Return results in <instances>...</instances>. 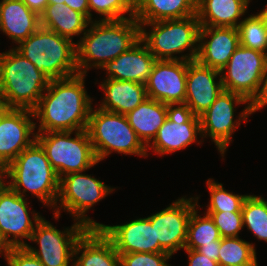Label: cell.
Returning a JSON list of instances; mask_svg holds the SVG:
<instances>
[{"instance_id":"obj_30","label":"cell","mask_w":267,"mask_h":266,"mask_svg":"<svg viewBox=\"0 0 267 266\" xmlns=\"http://www.w3.org/2000/svg\"><path fill=\"white\" fill-rule=\"evenodd\" d=\"M219 266H258L255 245L239 237L221 238Z\"/></svg>"},{"instance_id":"obj_14","label":"cell","mask_w":267,"mask_h":266,"mask_svg":"<svg viewBox=\"0 0 267 266\" xmlns=\"http://www.w3.org/2000/svg\"><path fill=\"white\" fill-rule=\"evenodd\" d=\"M198 199L199 197L183 196L165 209L148 216L151 225H155L156 241L171 256L185 248L190 216L196 207H200Z\"/></svg>"},{"instance_id":"obj_39","label":"cell","mask_w":267,"mask_h":266,"mask_svg":"<svg viewBox=\"0 0 267 266\" xmlns=\"http://www.w3.org/2000/svg\"><path fill=\"white\" fill-rule=\"evenodd\" d=\"M220 245L221 244H208L205 246L198 247L196 251L208 257L209 259L218 262Z\"/></svg>"},{"instance_id":"obj_41","label":"cell","mask_w":267,"mask_h":266,"mask_svg":"<svg viewBox=\"0 0 267 266\" xmlns=\"http://www.w3.org/2000/svg\"><path fill=\"white\" fill-rule=\"evenodd\" d=\"M30 10L37 13L39 16L44 12L48 5V0H22Z\"/></svg>"},{"instance_id":"obj_20","label":"cell","mask_w":267,"mask_h":266,"mask_svg":"<svg viewBox=\"0 0 267 266\" xmlns=\"http://www.w3.org/2000/svg\"><path fill=\"white\" fill-rule=\"evenodd\" d=\"M239 45L236 27L200 26L195 60L201 65L220 71Z\"/></svg>"},{"instance_id":"obj_3","label":"cell","mask_w":267,"mask_h":266,"mask_svg":"<svg viewBox=\"0 0 267 266\" xmlns=\"http://www.w3.org/2000/svg\"><path fill=\"white\" fill-rule=\"evenodd\" d=\"M4 178L10 179L7 185L20 196L26 197L25 192H31L45 206L55 208L60 179L37 141L5 168Z\"/></svg>"},{"instance_id":"obj_7","label":"cell","mask_w":267,"mask_h":266,"mask_svg":"<svg viewBox=\"0 0 267 266\" xmlns=\"http://www.w3.org/2000/svg\"><path fill=\"white\" fill-rule=\"evenodd\" d=\"M86 130L98 162L113 151L125 155H149L126 115L92 107Z\"/></svg>"},{"instance_id":"obj_11","label":"cell","mask_w":267,"mask_h":266,"mask_svg":"<svg viewBox=\"0 0 267 266\" xmlns=\"http://www.w3.org/2000/svg\"><path fill=\"white\" fill-rule=\"evenodd\" d=\"M241 104L247 106L239 114L238 119H234V106ZM253 113L254 106L244 96L223 90L211 106L199 116L202 138L209 136L224 157L227 146L232 142V133Z\"/></svg>"},{"instance_id":"obj_2","label":"cell","mask_w":267,"mask_h":266,"mask_svg":"<svg viewBox=\"0 0 267 266\" xmlns=\"http://www.w3.org/2000/svg\"><path fill=\"white\" fill-rule=\"evenodd\" d=\"M76 42V62L80 74L89 68L102 69L140 40V23L134 18L93 20ZM92 62V63H91Z\"/></svg>"},{"instance_id":"obj_45","label":"cell","mask_w":267,"mask_h":266,"mask_svg":"<svg viewBox=\"0 0 267 266\" xmlns=\"http://www.w3.org/2000/svg\"><path fill=\"white\" fill-rule=\"evenodd\" d=\"M4 167L0 164V185L3 184L5 181V178H4Z\"/></svg>"},{"instance_id":"obj_38","label":"cell","mask_w":267,"mask_h":266,"mask_svg":"<svg viewBox=\"0 0 267 266\" xmlns=\"http://www.w3.org/2000/svg\"><path fill=\"white\" fill-rule=\"evenodd\" d=\"M188 254L189 266H219L217 261L209 259L194 249H184Z\"/></svg>"},{"instance_id":"obj_15","label":"cell","mask_w":267,"mask_h":266,"mask_svg":"<svg viewBox=\"0 0 267 266\" xmlns=\"http://www.w3.org/2000/svg\"><path fill=\"white\" fill-rule=\"evenodd\" d=\"M31 119L33 110L5 108L0 104V164L4 169L36 141L37 123Z\"/></svg>"},{"instance_id":"obj_5","label":"cell","mask_w":267,"mask_h":266,"mask_svg":"<svg viewBox=\"0 0 267 266\" xmlns=\"http://www.w3.org/2000/svg\"><path fill=\"white\" fill-rule=\"evenodd\" d=\"M15 49L50 80L79 73L76 62V43L54 31L40 27Z\"/></svg>"},{"instance_id":"obj_43","label":"cell","mask_w":267,"mask_h":266,"mask_svg":"<svg viewBox=\"0 0 267 266\" xmlns=\"http://www.w3.org/2000/svg\"><path fill=\"white\" fill-rule=\"evenodd\" d=\"M10 248L11 246L4 240V238L0 234V254L1 256H4L5 260H7Z\"/></svg>"},{"instance_id":"obj_44","label":"cell","mask_w":267,"mask_h":266,"mask_svg":"<svg viewBox=\"0 0 267 266\" xmlns=\"http://www.w3.org/2000/svg\"><path fill=\"white\" fill-rule=\"evenodd\" d=\"M257 16L262 20L263 25L267 28V5L263 8V10L257 13Z\"/></svg>"},{"instance_id":"obj_40","label":"cell","mask_w":267,"mask_h":266,"mask_svg":"<svg viewBox=\"0 0 267 266\" xmlns=\"http://www.w3.org/2000/svg\"><path fill=\"white\" fill-rule=\"evenodd\" d=\"M65 4L71 9L84 14L90 20V10L88 0H67Z\"/></svg>"},{"instance_id":"obj_29","label":"cell","mask_w":267,"mask_h":266,"mask_svg":"<svg viewBox=\"0 0 267 266\" xmlns=\"http://www.w3.org/2000/svg\"><path fill=\"white\" fill-rule=\"evenodd\" d=\"M196 207L190 216L184 249H194L208 244H221V236L210 215L201 217Z\"/></svg>"},{"instance_id":"obj_22","label":"cell","mask_w":267,"mask_h":266,"mask_svg":"<svg viewBox=\"0 0 267 266\" xmlns=\"http://www.w3.org/2000/svg\"><path fill=\"white\" fill-rule=\"evenodd\" d=\"M73 257L71 266H120V255L100 228H88L82 234L74 247Z\"/></svg>"},{"instance_id":"obj_4","label":"cell","mask_w":267,"mask_h":266,"mask_svg":"<svg viewBox=\"0 0 267 266\" xmlns=\"http://www.w3.org/2000/svg\"><path fill=\"white\" fill-rule=\"evenodd\" d=\"M50 79L14 47L0 53V103L5 108L33 110Z\"/></svg>"},{"instance_id":"obj_8","label":"cell","mask_w":267,"mask_h":266,"mask_svg":"<svg viewBox=\"0 0 267 266\" xmlns=\"http://www.w3.org/2000/svg\"><path fill=\"white\" fill-rule=\"evenodd\" d=\"M73 133L75 137L71 136ZM36 141L59 179L69 173L85 172L99 163L86 129L36 133Z\"/></svg>"},{"instance_id":"obj_26","label":"cell","mask_w":267,"mask_h":266,"mask_svg":"<svg viewBox=\"0 0 267 266\" xmlns=\"http://www.w3.org/2000/svg\"><path fill=\"white\" fill-rule=\"evenodd\" d=\"M249 3L248 0H197L196 15L200 26L237 28Z\"/></svg>"},{"instance_id":"obj_33","label":"cell","mask_w":267,"mask_h":266,"mask_svg":"<svg viewBox=\"0 0 267 266\" xmlns=\"http://www.w3.org/2000/svg\"><path fill=\"white\" fill-rule=\"evenodd\" d=\"M210 202L206 212H242L247 195L233 194L223 188V184L209 178L207 180Z\"/></svg>"},{"instance_id":"obj_21","label":"cell","mask_w":267,"mask_h":266,"mask_svg":"<svg viewBox=\"0 0 267 266\" xmlns=\"http://www.w3.org/2000/svg\"><path fill=\"white\" fill-rule=\"evenodd\" d=\"M156 59L146 44L140 39L129 50L114 60L107 62L102 70H106V79L133 81L146 84Z\"/></svg>"},{"instance_id":"obj_27","label":"cell","mask_w":267,"mask_h":266,"mask_svg":"<svg viewBox=\"0 0 267 266\" xmlns=\"http://www.w3.org/2000/svg\"><path fill=\"white\" fill-rule=\"evenodd\" d=\"M90 22L84 14L71 9L65 3L48 4L40 15L41 27L72 41L74 36H80L86 32Z\"/></svg>"},{"instance_id":"obj_28","label":"cell","mask_w":267,"mask_h":266,"mask_svg":"<svg viewBox=\"0 0 267 266\" xmlns=\"http://www.w3.org/2000/svg\"><path fill=\"white\" fill-rule=\"evenodd\" d=\"M197 0H141L135 6L139 23L183 19L196 15Z\"/></svg>"},{"instance_id":"obj_35","label":"cell","mask_w":267,"mask_h":266,"mask_svg":"<svg viewBox=\"0 0 267 266\" xmlns=\"http://www.w3.org/2000/svg\"><path fill=\"white\" fill-rule=\"evenodd\" d=\"M213 219L221 238L239 237L243 229L242 212H206Z\"/></svg>"},{"instance_id":"obj_16","label":"cell","mask_w":267,"mask_h":266,"mask_svg":"<svg viewBox=\"0 0 267 266\" xmlns=\"http://www.w3.org/2000/svg\"><path fill=\"white\" fill-rule=\"evenodd\" d=\"M187 61L156 60L146 86L147 97L181 109L186 98Z\"/></svg>"},{"instance_id":"obj_37","label":"cell","mask_w":267,"mask_h":266,"mask_svg":"<svg viewBox=\"0 0 267 266\" xmlns=\"http://www.w3.org/2000/svg\"><path fill=\"white\" fill-rule=\"evenodd\" d=\"M6 262L8 266H44L25 247H11Z\"/></svg>"},{"instance_id":"obj_17","label":"cell","mask_w":267,"mask_h":266,"mask_svg":"<svg viewBox=\"0 0 267 266\" xmlns=\"http://www.w3.org/2000/svg\"><path fill=\"white\" fill-rule=\"evenodd\" d=\"M202 138L200 119L181 109H174L164 124L159 128L153 141L147 146L159 155L177 152L185 149Z\"/></svg>"},{"instance_id":"obj_19","label":"cell","mask_w":267,"mask_h":266,"mask_svg":"<svg viewBox=\"0 0 267 266\" xmlns=\"http://www.w3.org/2000/svg\"><path fill=\"white\" fill-rule=\"evenodd\" d=\"M101 231L112 241L118 254L166 253L156 241L155 225L148 217L122 225H102Z\"/></svg>"},{"instance_id":"obj_23","label":"cell","mask_w":267,"mask_h":266,"mask_svg":"<svg viewBox=\"0 0 267 266\" xmlns=\"http://www.w3.org/2000/svg\"><path fill=\"white\" fill-rule=\"evenodd\" d=\"M40 16L22 0L0 1V31L19 44L40 28Z\"/></svg>"},{"instance_id":"obj_47","label":"cell","mask_w":267,"mask_h":266,"mask_svg":"<svg viewBox=\"0 0 267 266\" xmlns=\"http://www.w3.org/2000/svg\"><path fill=\"white\" fill-rule=\"evenodd\" d=\"M133 1H134L135 6H136L141 0H133Z\"/></svg>"},{"instance_id":"obj_12","label":"cell","mask_w":267,"mask_h":266,"mask_svg":"<svg viewBox=\"0 0 267 266\" xmlns=\"http://www.w3.org/2000/svg\"><path fill=\"white\" fill-rule=\"evenodd\" d=\"M88 228L75 220L69 228L61 231L42 217L36 224L30 241L38 243L39 249L27 243L24 247L44 266H69L73 260L77 240Z\"/></svg>"},{"instance_id":"obj_31","label":"cell","mask_w":267,"mask_h":266,"mask_svg":"<svg viewBox=\"0 0 267 266\" xmlns=\"http://www.w3.org/2000/svg\"><path fill=\"white\" fill-rule=\"evenodd\" d=\"M243 227L258 240L267 242V201L262 196L248 195L242 206Z\"/></svg>"},{"instance_id":"obj_46","label":"cell","mask_w":267,"mask_h":266,"mask_svg":"<svg viewBox=\"0 0 267 266\" xmlns=\"http://www.w3.org/2000/svg\"><path fill=\"white\" fill-rule=\"evenodd\" d=\"M65 1L67 0H48V4H61V3H65Z\"/></svg>"},{"instance_id":"obj_32","label":"cell","mask_w":267,"mask_h":266,"mask_svg":"<svg viewBox=\"0 0 267 266\" xmlns=\"http://www.w3.org/2000/svg\"><path fill=\"white\" fill-rule=\"evenodd\" d=\"M237 29L240 45L267 54V28L257 14L242 19Z\"/></svg>"},{"instance_id":"obj_13","label":"cell","mask_w":267,"mask_h":266,"mask_svg":"<svg viewBox=\"0 0 267 266\" xmlns=\"http://www.w3.org/2000/svg\"><path fill=\"white\" fill-rule=\"evenodd\" d=\"M27 205V198L5 183L0 185V234L11 247H24L27 244L24 240H30L42 218L38 212L32 211V221Z\"/></svg>"},{"instance_id":"obj_36","label":"cell","mask_w":267,"mask_h":266,"mask_svg":"<svg viewBox=\"0 0 267 266\" xmlns=\"http://www.w3.org/2000/svg\"><path fill=\"white\" fill-rule=\"evenodd\" d=\"M120 255V266H171L169 253H126Z\"/></svg>"},{"instance_id":"obj_25","label":"cell","mask_w":267,"mask_h":266,"mask_svg":"<svg viewBox=\"0 0 267 266\" xmlns=\"http://www.w3.org/2000/svg\"><path fill=\"white\" fill-rule=\"evenodd\" d=\"M173 110L170 105L146 98L126 116L138 138L147 147Z\"/></svg>"},{"instance_id":"obj_42","label":"cell","mask_w":267,"mask_h":266,"mask_svg":"<svg viewBox=\"0 0 267 266\" xmlns=\"http://www.w3.org/2000/svg\"><path fill=\"white\" fill-rule=\"evenodd\" d=\"M255 112L267 106V70L265 76V83L260 99L253 105Z\"/></svg>"},{"instance_id":"obj_18","label":"cell","mask_w":267,"mask_h":266,"mask_svg":"<svg viewBox=\"0 0 267 266\" xmlns=\"http://www.w3.org/2000/svg\"><path fill=\"white\" fill-rule=\"evenodd\" d=\"M223 90L219 70L201 65L196 60L188 61L186 98L181 110L199 117L211 106Z\"/></svg>"},{"instance_id":"obj_1","label":"cell","mask_w":267,"mask_h":266,"mask_svg":"<svg viewBox=\"0 0 267 266\" xmlns=\"http://www.w3.org/2000/svg\"><path fill=\"white\" fill-rule=\"evenodd\" d=\"M87 74H76L50 80L45 94L33 109L39 120L36 133L52 131H79L87 128L92 109L91 97L85 89Z\"/></svg>"},{"instance_id":"obj_9","label":"cell","mask_w":267,"mask_h":266,"mask_svg":"<svg viewBox=\"0 0 267 266\" xmlns=\"http://www.w3.org/2000/svg\"><path fill=\"white\" fill-rule=\"evenodd\" d=\"M112 191L114 188L91 175L83 172L69 173L60 178L54 218L57 220L60 217V211L64 209L63 211L67 210L66 212L74 217V221H79L87 228H100L103 224L96 222L86 213Z\"/></svg>"},{"instance_id":"obj_10","label":"cell","mask_w":267,"mask_h":266,"mask_svg":"<svg viewBox=\"0 0 267 266\" xmlns=\"http://www.w3.org/2000/svg\"><path fill=\"white\" fill-rule=\"evenodd\" d=\"M266 70L267 54L239 45L220 70L223 88L244 96L254 105L262 94Z\"/></svg>"},{"instance_id":"obj_6","label":"cell","mask_w":267,"mask_h":266,"mask_svg":"<svg viewBox=\"0 0 267 266\" xmlns=\"http://www.w3.org/2000/svg\"><path fill=\"white\" fill-rule=\"evenodd\" d=\"M145 26H150L147 31ZM140 39L156 60L193 61L198 52L200 24L197 15L183 19L140 23ZM178 57L175 54L184 53Z\"/></svg>"},{"instance_id":"obj_24","label":"cell","mask_w":267,"mask_h":266,"mask_svg":"<svg viewBox=\"0 0 267 266\" xmlns=\"http://www.w3.org/2000/svg\"><path fill=\"white\" fill-rule=\"evenodd\" d=\"M100 85L105 97L99 108L106 111L126 115L148 98L142 83L108 78Z\"/></svg>"},{"instance_id":"obj_34","label":"cell","mask_w":267,"mask_h":266,"mask_svg":"<svg viewBox=\"0 0 267 266\" xmlns=\"http://www.w3.org/2000/svg\"><path fill=\"white\" fill-rule=\"evenodd\" d=\"M90 21H93L91 11L101 15V21L121 20L135 16V4L133 0H88ZM125 13L128 16H125ZM103 16V17H102Z\"/></svg>"}]
</instances>
